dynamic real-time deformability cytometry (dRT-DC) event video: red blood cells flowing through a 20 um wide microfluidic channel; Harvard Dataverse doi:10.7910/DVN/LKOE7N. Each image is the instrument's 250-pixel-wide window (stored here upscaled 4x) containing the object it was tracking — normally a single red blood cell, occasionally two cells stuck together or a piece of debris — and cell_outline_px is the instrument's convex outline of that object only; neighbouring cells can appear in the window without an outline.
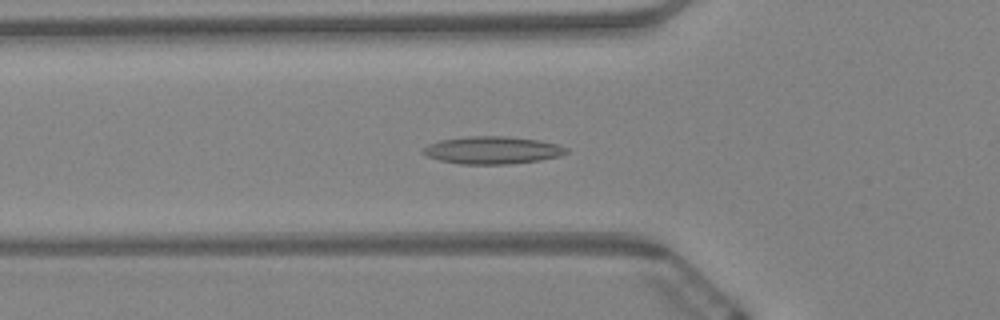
{"species": "Egyptian fruit bat (a non-hibernating species)", "species_latin": "Rousettus aegyptiacus", "temperature_condition": "warm", "stored_images_in_passage": 60, "camera_frame_rate_fps": 3000, "um_per_image_px": 0.085, "animal": {"sex": "female"}, "frame": {"image": 1, "passage_image": 21, "time_ms": 6.667, "image_size_px": [1000, 320], "cell_outline_px": [[568, 152], [560, 156], [540, 160], [508, 164], [460, 164], [440, 160], [428, 156], [420, 152], [420, 148], [428, 144], [440, 140], [468, 136], [508, 136], [540, 140], [560, 144], [568, 148]], "centroid_in_image_um": [41.86, 12.76], "position_along_channel_um": 83.9, "area_um2": 23.24}}
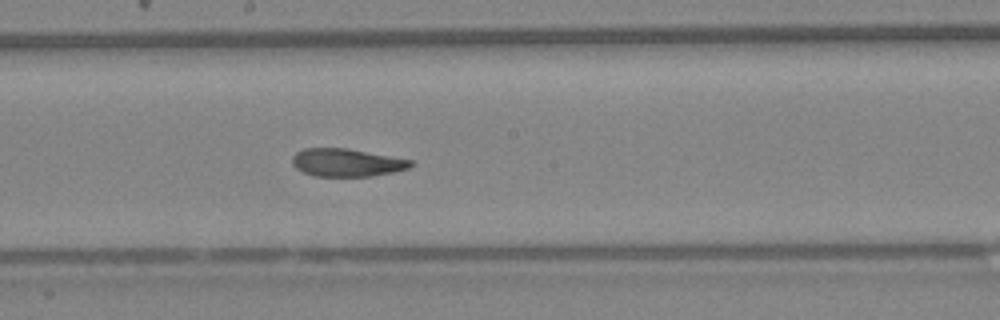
{"frame": {"image": 2, "passage_image": 33, "time_ms": 10.667, "image_size_px": [1000, 320], "cell_outline_px": [[416, 164], [408, 168], [392, 172], [372, 176], [316, 176], [304, 172], [296, 168], [292, 164], [292, 156], [296, 152], [304, 148], [348, 148], [412, 160]], "centroid_in_image_um": [29.47, 13.81], "position_along_channel_um": 218.7, "area_um2": 19.25}}
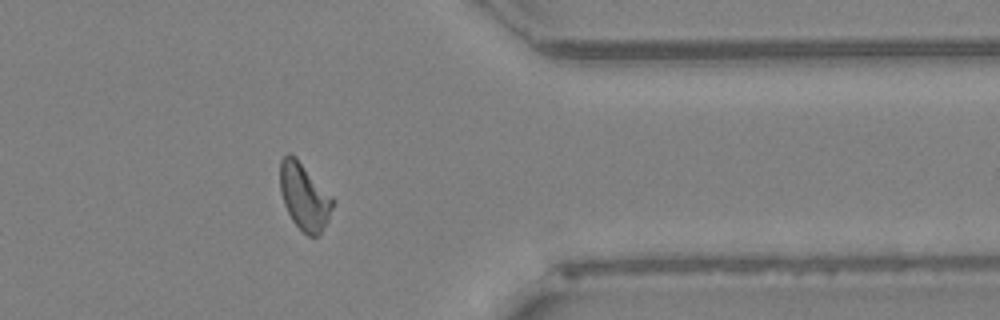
{"frame": {"image": 3, "passage_image": 49, "time_ms": 16.0, "image_size_px": [1000, 320], "cell_outline_px": [[336, 200], [328, 220], [320, 232], [316, 236], [308, 236], [292, 220], [284, 204], [280, 192], [280, 160], [288, 152], [296, 156]], "centroid_in_image_um": [25.87, 16.67], "position_along_channel_um": 385.5, "area_um2": 20.58}, "authors_computed_cell_mechanics": {"area_um2": 20.5479, "velocity_mm_per_s": 3.3788, "shape_relaxation_time_tau1_ms": null, "shape_relaxation_time_tau2_ms": 1.9442, "deformation_change_tau1": null, "deformation_change_tau2": 0.0891}}